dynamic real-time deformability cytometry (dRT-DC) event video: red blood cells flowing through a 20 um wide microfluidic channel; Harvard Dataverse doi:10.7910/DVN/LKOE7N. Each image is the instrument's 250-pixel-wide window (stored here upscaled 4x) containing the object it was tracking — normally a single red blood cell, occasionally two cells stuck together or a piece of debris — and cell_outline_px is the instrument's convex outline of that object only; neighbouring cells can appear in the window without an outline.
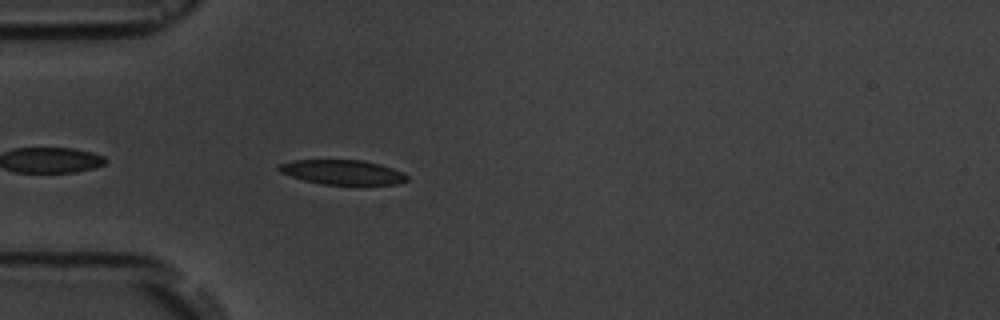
{"species": "common noctule bat (a hibernating species)", "species_latin": "Nyctalus noctula", "temperature_condition": "room temperature", "stored_images_in_passage": 17, "camera_frame_rate_fps": 3000, "um_per_image_px": 0.085, "animal": {"sex": "male", "body_mass_g": 19.5, "forearm_length_mm": 54.6}, "frame": {"image": 1, "passage_image": 3, "time_ms": 0.667, "image_size_px": [1000, 320], "cell_outline_px": [[408, 180], [400, 184], [324, 184], [304, 180], [280, 172], [276, 168], [280, 164], [292, 160], [364, 160], [380, 164], [392, 168], [408, 176]], "centroid_in_image_um": [29.11, 14.63], "position_along_channel_um": 55.9, "area_um2": 18.21}}
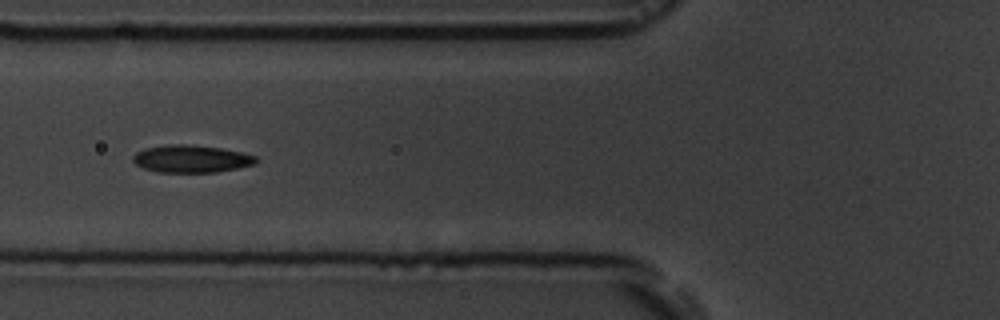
{"frame": {"image": 2, "passage_image": 8, "time_ms": 2.333, "image_size_px": [1000, 320], "cell_outline_px": [[260, 160], [256, 164], [216, 172], [156, 172], [144, 168], [136, 164], [132, 160], [132, 156], [136, 152], [144, 148], [168, 144], [188, 144], [220, 148], [244, 152], [256, 156]], "centroid_in_image_um": [16.27, 13.49], "position_along_channel_um": 109.5, "area_um2": 19.88}}
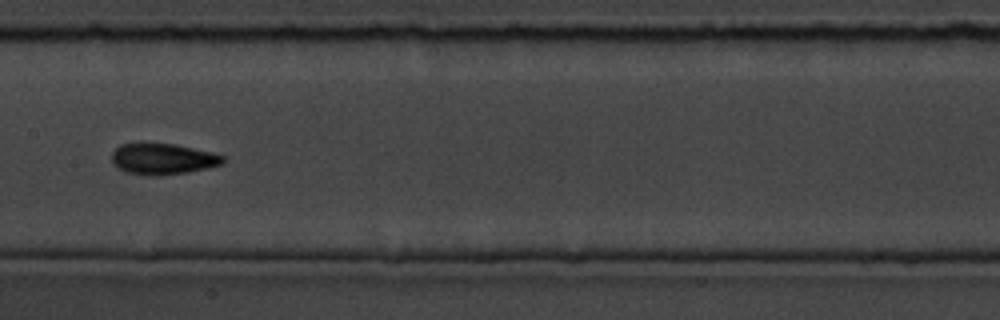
{"frame": {"image": 3, "passage_image": 15, "time_ms": 4.667, "image_size_px": [1000, 320], "cell_outline_px": [[224, 164], [208, 168], [188, 172], [160, 176], [148, 176], [128, 172], [112, 164], [112, 152], [120, 144], [176, 144], [212, 152], [224, 156]], "centroid_in_image_um": [13.87, 13.52], "position_along_channel_um": 193.5, "area_um2": 20.11}}